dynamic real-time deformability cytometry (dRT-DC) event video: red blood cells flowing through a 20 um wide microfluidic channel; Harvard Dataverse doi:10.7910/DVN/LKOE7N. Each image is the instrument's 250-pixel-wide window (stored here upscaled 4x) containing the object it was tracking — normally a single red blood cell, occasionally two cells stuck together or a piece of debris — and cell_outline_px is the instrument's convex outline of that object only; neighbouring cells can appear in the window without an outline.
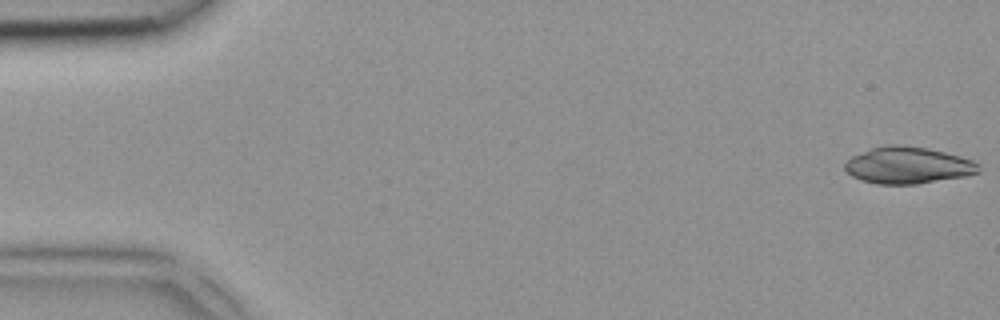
{"species": "common noctule bat (a hibernating species)", "species_latin": "Nyctalus noctula", "temperature_condition": "room temperature", "stored_images_in_passage": 3, "segment_of_instrument_passage": [2, 2], "camera_frame_rate_fps": 3000, "um_per_image_px": 0.085, "animal": {"sex": "female", "body_mass_g": 18.4}, "frame": {"image": 1, "passage_image": 3, "time_ms": 0.667, "image_size_px": [1000, 320], "cell_outline_px": [[980, 172], [968, 176], [916, 184], [876, 184], [860, 180], [852, 176], [844, 168], [844, 160], [852, 156], [872, 148], [884, 144], [896, 144], [928, 148], [960, 156], [972, 160], [980, 164]], "centroid_in_image_um": [77.17, 14.05], "position_along_channel_um": 7.8, "area_um2": 28.96}}